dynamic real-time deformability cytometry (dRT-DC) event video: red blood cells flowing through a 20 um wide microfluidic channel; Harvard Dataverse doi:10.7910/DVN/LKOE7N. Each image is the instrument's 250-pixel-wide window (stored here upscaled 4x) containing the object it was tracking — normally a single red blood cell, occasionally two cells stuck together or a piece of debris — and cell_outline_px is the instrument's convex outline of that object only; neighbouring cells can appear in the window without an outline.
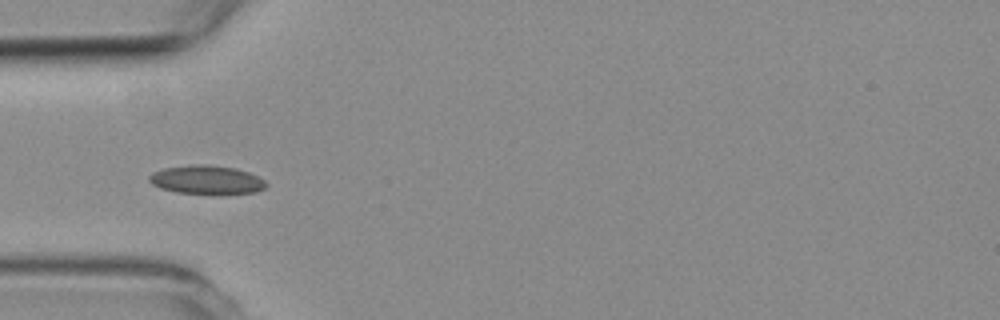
{"species": "common noctule bat (a hibernating species)", "species_latin": "Nyctalus noctula", "temperature_condition": "room temperature", "stored_images_in_passage": 4, "camera_frame_rate_fps": 3000, "um_per_image_px": 0.085, "animal": {"sex": "female", "body_mass_g": 19.3, "forearm_length_mm": 54.1}, "frame": {"image": 1, "passage_image": 4, "time_ms": 3.667, "image_size_px": [1000, 320], "cell_outline_px": [[268, 184], [264, 188], [256, 192], [220, 196], [176, 192], [160, 188], [152, 184], [148, 180], [148, 176], [152, 172], [164, 168], [196, 164], [208, 164], [236, 168], [248, 172], [264, 180]], "centroid_in_image_um": [17.57, 15.31], "position_along_channel_um": 67.4, "area_um2": 20.17}}